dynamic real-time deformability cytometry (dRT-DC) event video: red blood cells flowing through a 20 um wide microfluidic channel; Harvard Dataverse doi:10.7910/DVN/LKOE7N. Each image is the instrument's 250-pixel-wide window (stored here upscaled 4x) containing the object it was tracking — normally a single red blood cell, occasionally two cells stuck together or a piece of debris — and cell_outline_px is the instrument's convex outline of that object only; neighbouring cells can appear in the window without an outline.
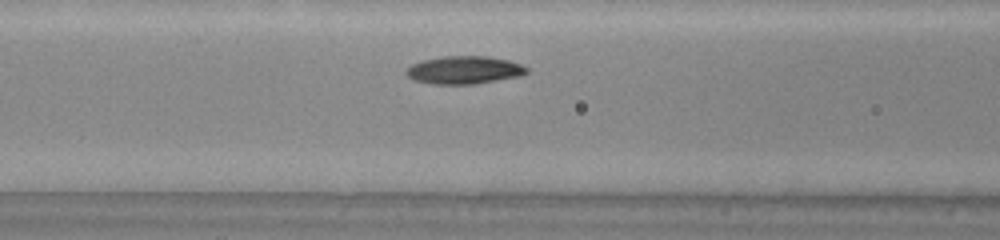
{"species": "common noctule bat (a hibernating species)", "species_latin": "Nyctalus noctula", "temperature_condition": "warm", "stored_images_in_passage": 27, "camera_frame_rate_fps": 3000, "um_per_image_px": 0.085, "animal": {"sex": "male", "body_mass_g": 20.0, "forearm_length_mm": 53.3}, "frame": {"image": 1, "passage_image": 8, "time_ms": 2.333, "image_size_px": [1000, 240], "cell_outline_px": [[528, 72], [520, 76], [472, 84], [432, 84], [412, 80], [404, 72], [412, 64], [420, 60], [440, 56], [488, 56], [508, 60], [520, 64], [528, 68]], "centroid_in_image_um": [39.41, 5.94], "position_along_channel_um": 127.2, "area_um2": 19.65}, "authors_computed_cell_mechanics": {"area_um2": 18.9006, "velocity_mm_per_s": 4.2206, "shape_relaxation_time_tau1_ms": 1.1291, "shape_relaxation_time_tau2_ms": null, "deformation_change_tau1": 0.0974, "deformation_change_tau2": null}}